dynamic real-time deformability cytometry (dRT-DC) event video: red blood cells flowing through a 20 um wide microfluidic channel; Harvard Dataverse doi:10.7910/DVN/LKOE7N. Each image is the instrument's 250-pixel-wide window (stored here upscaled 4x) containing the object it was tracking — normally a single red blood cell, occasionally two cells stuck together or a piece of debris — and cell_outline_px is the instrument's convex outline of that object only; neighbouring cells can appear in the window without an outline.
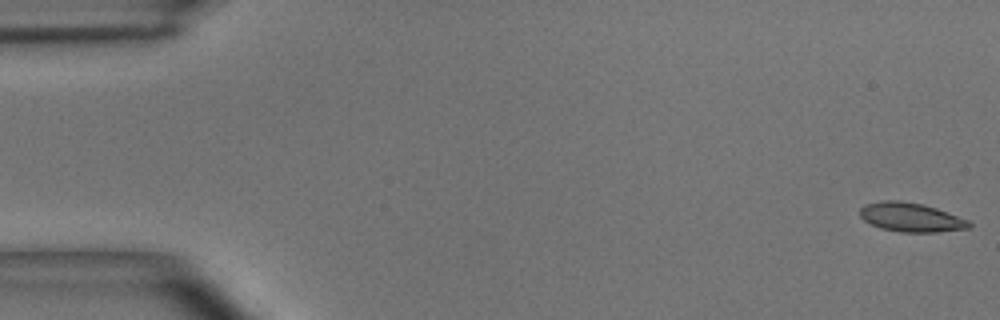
{"species": "common noctule bat (a hibernating species)", "species_latin": "Nyctalus noctula", "temperature_condition": "room temperature", "stored_images_in_passage": 55, "camera_frame_rate_fps": 3000, "um_per_image_px": 0.085, "animal": {"sex": "male", "body_mass_g": 15.6}, "frame": {"image": 1, "passage_image": 1, "time_ms": 0.0, "image_size_px": [1000, 320], "cell_outline_px": [[972, 228], [936, 232], [900, 232], [880, 228], [864, 220], [860, 216], [860, 208], [864, 204], [880, 200], [900, 200], [924, 204], [936, 208], [968, 220], [972, 224]], "centroid_in_image_um": [77.42, 18.46], "position_along_channel_um": 7.6, "area_um2": 18.61}}
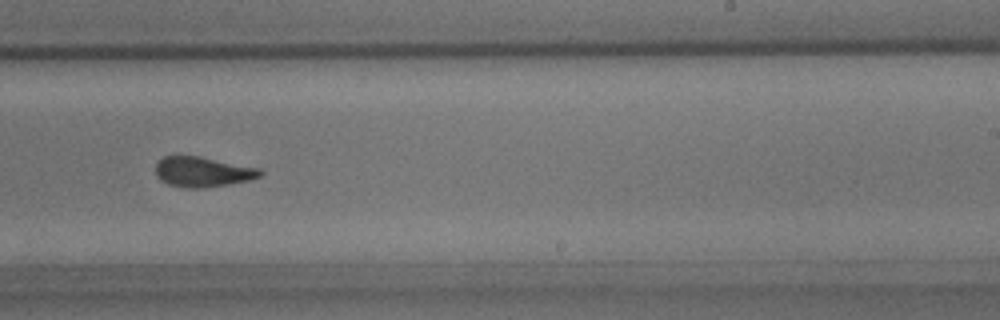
{"frame": {"image": 2, "passage_image": 34, "time_ms": 11.0, "image_size_px": [1000, 320], "cell_outline_px": [[264, 172], [260, 176], [248, 180], [228, 184], [204, 188], [188, 188], [168, 184], [160, 180], [156, 176], [156, 164], [164, 156], [200, 156], [260, 168]], "centroid_in_image_um": [17.23, 14.6], "position_along_channel_um": 271.8, "area_um2": 18.32}}
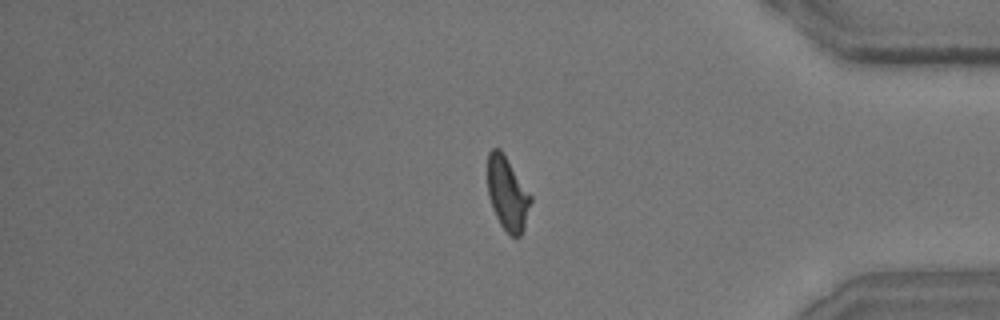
{"frame": {"image": 3, "passage_image": 46, "time_ms": 15.0, "image_size_px": [1000, 320], "cell_outline_px": [[532, 200], [524, 228], [520, 236], [512, 236], [500, 224], [492, 208], [488, 196], [488, 152], [492, 148], [500, 148], [532, 196]], "centroid_in_image_um": [43.13, 16.45], "position_along_channel_um": 392.1, "area_um2": 18.32}, "authors_computed_cell_mechanics": {"area_um2": 18.6116, "velocity_mm_per_s": 3.6357, "shape_relaxation_time_tau1_ms": 5.2754, "shape_relaxation_time_tau2_ms": 0.6235, "deformation_change_tau1": 0.1605, "deformation_change_tau2": 0.0733}}